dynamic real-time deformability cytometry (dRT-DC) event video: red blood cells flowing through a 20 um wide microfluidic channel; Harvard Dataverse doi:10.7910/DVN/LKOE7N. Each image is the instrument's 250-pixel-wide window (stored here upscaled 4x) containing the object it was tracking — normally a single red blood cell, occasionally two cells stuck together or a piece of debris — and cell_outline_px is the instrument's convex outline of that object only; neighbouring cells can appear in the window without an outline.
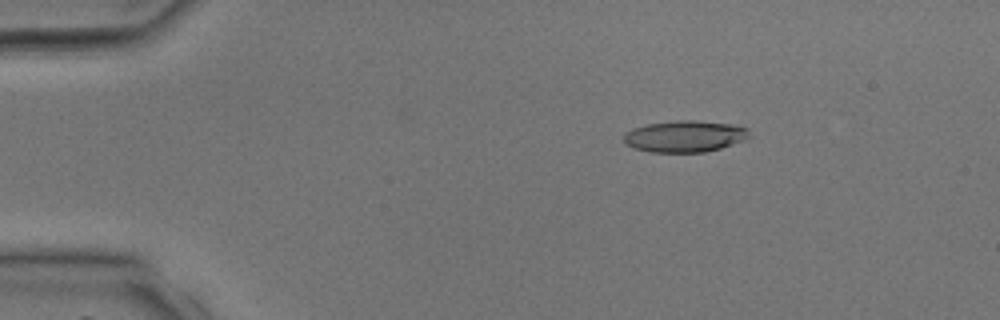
{"species": "common noctule bat (a hibernating species)", "species_latin": "Nyctalus noctula", "temperature_condition": "room temperature", "stored_images_in_passage": 12, "camera_frame_rate_fps": 3000, "um_per_image_px": 0.085, "animal": {"sex": "male", "body_mass_g": 17.9, "forearm_length_mm": 54.2}, "frame": {"image": 1, "passage_image": 7, "time_ms": 2.0, "image_size_px": [1000, 320], "cell_outline_px": [[752, 136], [744, 140], [720, 148], [704, 152], [652, 152], [632, 148], [624, 144], [624, 132], [648, 124], [676, 120], [696, 120], [736, 124], [748, 128]], "centroid_in_image_um": [58.24, 11.58], "position_along_channel_um": 26.8, "area_um2": 23.29}}